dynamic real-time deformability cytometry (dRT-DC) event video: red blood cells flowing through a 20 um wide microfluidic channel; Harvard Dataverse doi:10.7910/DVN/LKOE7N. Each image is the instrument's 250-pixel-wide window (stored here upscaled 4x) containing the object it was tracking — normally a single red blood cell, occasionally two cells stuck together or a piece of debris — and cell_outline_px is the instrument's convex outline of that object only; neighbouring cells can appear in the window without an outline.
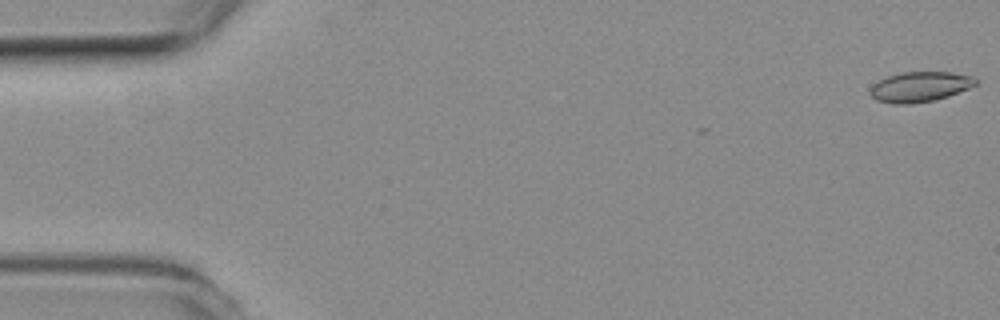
{"species": "common noctule bat (a hibernating species)", "species_latin": "Nyctalus noctula", "temperature_condition": "room temperature", "stored_images_in_passage": 5, "camera_frame_rate_fps": 3000, "um_per_image_px": 0.085, "animal": {"sex": "female", "body_mass_g": 19.3, "forearm_length_mm": 54.1}, "frame": {"image": 1, "passage_image": 1, "time_ms": 0.0, "image_size_px": [1000, 320], "cell_outline_px": [[976, 84], [968, 88], [948, 96], [932, 100], [912, 104], [892, 104], [876, 100], [868, 92], [872, 84], [888, 76], [900, 72], [952, 72], [972, 76], [976, 80]], "centroid_in_image_um": [78.14, 7.38], "position_along_channel_um": 6.9, "area_um2": 18.5}}